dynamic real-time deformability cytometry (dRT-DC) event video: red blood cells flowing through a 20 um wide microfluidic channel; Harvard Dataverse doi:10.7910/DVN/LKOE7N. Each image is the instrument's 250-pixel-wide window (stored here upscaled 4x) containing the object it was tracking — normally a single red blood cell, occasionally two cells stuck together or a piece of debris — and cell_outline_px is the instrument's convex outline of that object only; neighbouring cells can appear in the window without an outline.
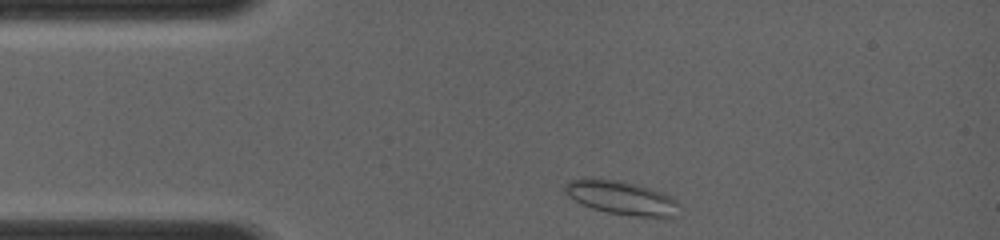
{"species": "common noctule bat (a hibernating species)", "species_latin": "Nyctalus noctula", "temperature_condition": "room temperature", "stored_images_in_passage": 20, "camera_frame_rate_fps": 4000, "um_per_image_px": 0.085, "animal": {"sex": "female", "body_mass_g": 19.0, "forearm_length_mm": 56.7}, "frame": {"image": 1, "passage_image": 1, "time_ms": 0.0, "image_size_px": [1000, 240], "cell_outline_px": [[668, 200], [656, 216], [644, 216], [608, 212], [584, 204], [576, 200], [568, 192], [568, 184], [572, 180], [608, 180], [640, 188], [664, 196]], "centroid_in_image_um": [52.43, 16.78], "position_along_channel_um": 32.6, "area_um2": 17.86}}
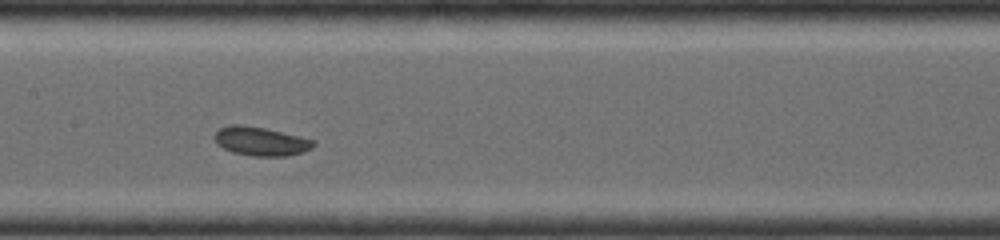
{"frame": {"image": 2, "passage_image": 9, "time_ms": 4.25, "image_size_px": [1000, 240], "cell_outline_px": [[316, 144], [312, 148], [300, 152], [284, 156], [256, 156], [232, 152], [224, 148], [216, 140], [216, 132], [220, 128], [232, 124], [236, 124], [264, 128], [312, 140]], "centroid_in_image_um": [22.16, 12.01], "position_along_channel_um": 185.2, "area_um2": 15.95}}
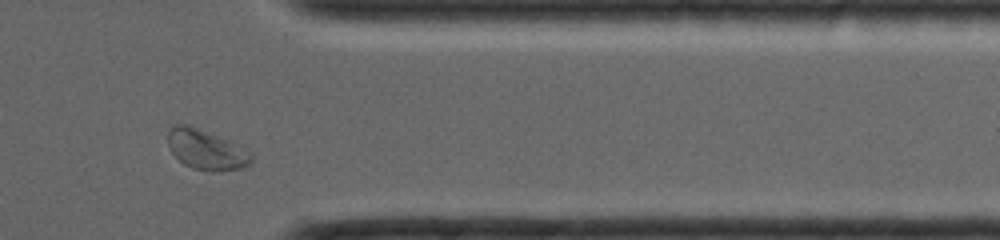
{"frame": {"image": 3, "passage_image": 18, "time_ms": 9.0, "image_size_px": [1000, 240], "cell_outline_px": [[252, 164], [244, 168], [212, 172], [208, 172], [192, 168], [184, 164], [172, 152], [168, 144], [168, 132], [172, 128], [184, 124], [224, 140], [252, 156]], "centroid_in_image_um": [17.49, 12.8], "position_along_channel_um": 393.9, "area_um2": 18.32}}